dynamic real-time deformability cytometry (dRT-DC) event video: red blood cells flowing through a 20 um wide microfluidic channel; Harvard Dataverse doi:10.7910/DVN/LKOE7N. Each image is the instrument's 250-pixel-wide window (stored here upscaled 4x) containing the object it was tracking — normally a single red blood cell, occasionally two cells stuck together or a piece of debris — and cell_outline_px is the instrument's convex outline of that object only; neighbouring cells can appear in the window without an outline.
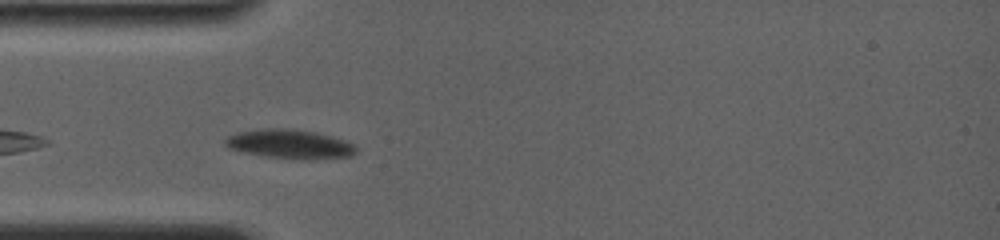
{"species": "common noctule bat (a hibernating species)", "species_latin": "Nyctalus noctula", "temperature_condition": "room temperature", "stored_images_in_passage": 5, "camera_frame_rate_fps": 4000, "um_per_image_px": 0.085, "animal": {"sex": "female", "body_mass_g": 19.0, "forearm_length_mm": 56.7}, "frame": {"image": 1, "passage_image": 2, "time_ms": 0.5, "image_size_px": [1000, 240], "cell_outline_px": [[356, 152], [352, 156], [316, 160], [268, 156], [244, 152], [228, 148], [224, 144], [224, 140], [228, 136], [236, 132], [268, 128], [284, 128], [312, 132], [348, 140], [356, 148]], "centroid_in_image_um": [24.65, 12.25], "position_along_channel_um": 60.4, "area_um2": 22.02}}